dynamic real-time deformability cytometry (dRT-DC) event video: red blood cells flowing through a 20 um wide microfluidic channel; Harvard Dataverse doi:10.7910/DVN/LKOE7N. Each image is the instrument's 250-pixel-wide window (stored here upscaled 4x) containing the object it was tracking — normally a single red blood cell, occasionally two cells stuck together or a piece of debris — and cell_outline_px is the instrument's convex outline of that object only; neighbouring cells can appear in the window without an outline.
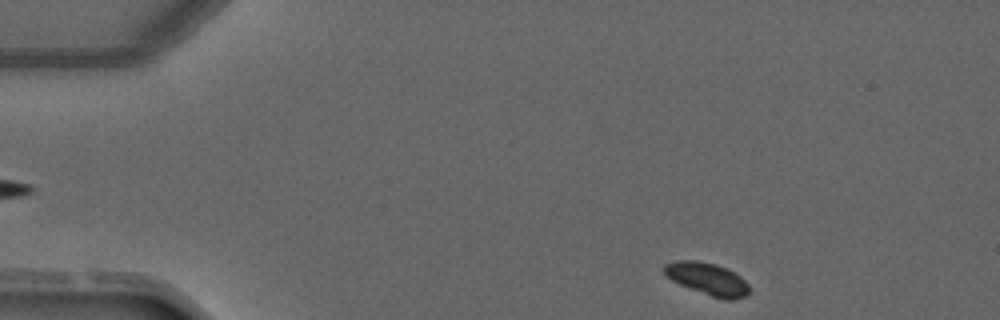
{"species": "common noctule bat (a hibernating species)", "species_latin": "Nyctalus noctula", "temperature_condition": "warm", "stored_images_in_passage": 3, "segment_of_instrument_passage": [2, 2], "camera_frame_rate_fps": 3000, "um_per_image_px": 0.085, "animal": {"sex": "male", "forearm_length_mm": 52.5}, "frame": {"image": 1, "passage_image": 3, "time_ms": 3.333, "image_size_px": [1000, 320], "cell_outline_px": [[748, 292], [744, 296], [732, 300], [724, 300], [712, 296], [680, 284], [672, 280], [660, 268], [664, 264], [676, 260], [696, 260], [716, 264], [728, 268], [736, 272], [748, 284]], "centroid_in_image_um": [60.12, 23.67], "position_along_channel_um": 24.9, "area_um2": 16.01}}